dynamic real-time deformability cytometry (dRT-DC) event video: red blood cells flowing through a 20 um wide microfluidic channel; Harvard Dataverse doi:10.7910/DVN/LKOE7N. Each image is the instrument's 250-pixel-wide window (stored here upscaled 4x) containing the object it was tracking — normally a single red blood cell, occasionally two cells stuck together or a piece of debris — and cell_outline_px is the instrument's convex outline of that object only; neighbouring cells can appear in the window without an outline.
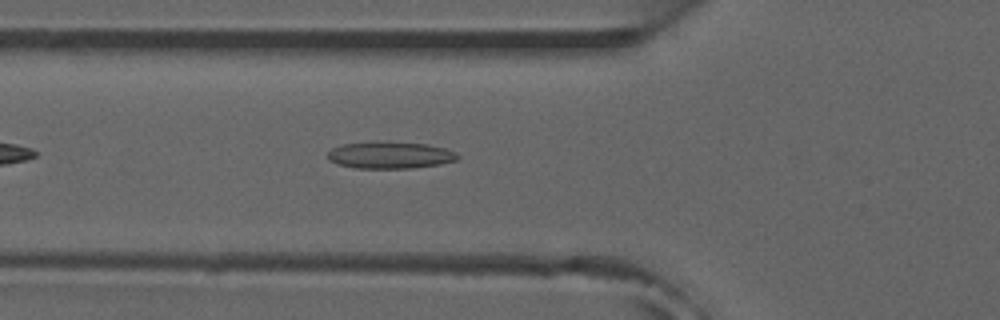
{"species": "common noctule bat (a hibernating species)", "species_latin": "Nyctalus noctula", "temperature_condition": "room temperature", "stored_images_in_passage": 35, "camera_frame_rate_fps": 3000, "um_per_image_px": 0.085, "animal": {"sex": "male", "forearm_length_mm": 52.5}, "frame": {"image": 1, "passage_image": 6, "time_ms": 1.667, "image_size_px": [1000, 320], "cell_outline_px": [[460, 156], [456, 160], [440, 164], [412, 168], [356, 168], [336, 164], [328, 160], [328, 152], [332, 148], [340, 144], [372, 140], [376, 140], [428, 144], [444, 148], [456, 152]], "centroid_in_image_um": [33.11, 13.16], "position_along_channel_um": 92.7, "area_um2": 20.87}, "authors_computed_cell_mechanics": {"area_um2": 19.074, "velocity_mm_per_s": 3.9205, "shape_relaxation_time_tau1_ms": null, "shape_relaxation_time_tau2_ms": 2.7298, "deformation_change_tau1": null, "deformation_change_tau2": 0.1277}}